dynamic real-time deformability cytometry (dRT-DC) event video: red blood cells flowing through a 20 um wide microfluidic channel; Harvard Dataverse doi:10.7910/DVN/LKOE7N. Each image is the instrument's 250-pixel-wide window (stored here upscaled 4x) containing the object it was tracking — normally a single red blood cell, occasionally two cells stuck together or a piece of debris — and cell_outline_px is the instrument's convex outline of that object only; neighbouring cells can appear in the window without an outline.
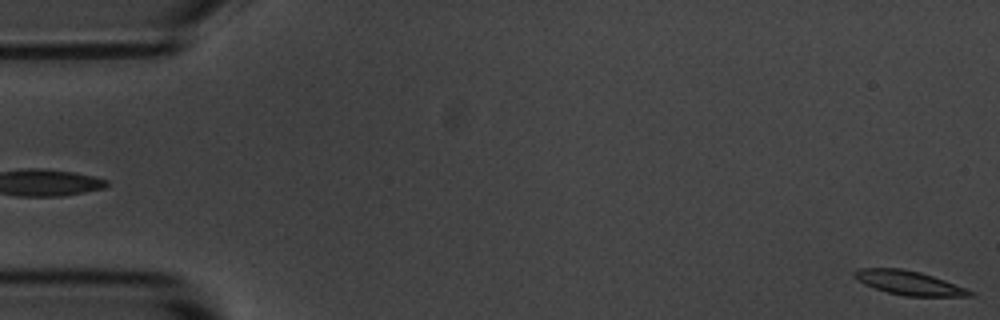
{"species": "common noctule bat (a hibernating species)", "species_latin": "Nyctalus noctula", "temperature_condition": "room temperature", "stored_images_in_passage": 5, "segment_of_instrument_passage": [2, 2], "camera_frame_rate_fps": 3000, "um_per_image_px": 0.085, "animal": {"sex": "male", "body_mass_g": 20.1, "forearm_length_mm": 53.5}, "frame": {"image": 1, "passage_image": 5, "time_ms": 5.333, "image_size_px": [1000, 320], "cell_outline_px": [[976, 296], [904, 296], [888, 292], [864, 284], [856, 280], [852, 276], [852, 272], [856, 268], [900, 268], [920, 272], [944, 280], [964, 288], [972, 292]], "centroid_in_image_um": [77.18, 24.03], "position_along_channel_um": 7.8, "area_um2": 16.07}}